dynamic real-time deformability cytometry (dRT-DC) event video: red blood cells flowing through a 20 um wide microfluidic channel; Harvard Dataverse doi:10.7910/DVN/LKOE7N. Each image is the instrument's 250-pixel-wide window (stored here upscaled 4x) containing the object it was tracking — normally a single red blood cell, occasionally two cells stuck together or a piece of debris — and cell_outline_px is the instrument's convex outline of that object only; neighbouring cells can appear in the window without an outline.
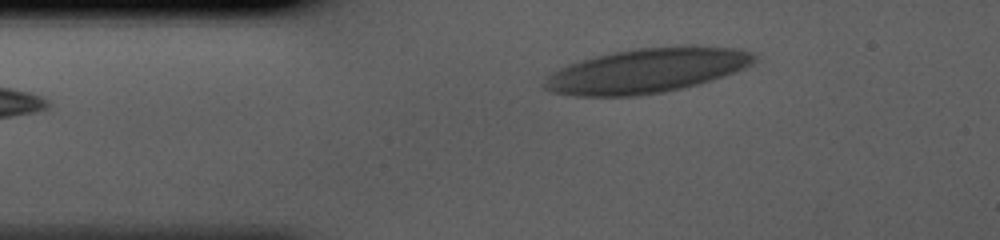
{"species": "human", "species_latin": "Homo sapiens", "temperature_condition": "cold", "stored_images_in_passage": 39, "camera_frame_rate_fps": 3000, "um_per_image_px": 0.085, "donor": {"sex": "male"}, "frame": {"image": 1, "passage_image": 2, "time_ms": 0.333, "image_size_px": [1000, 240], "cell_outline_px": [[756, 60], [752, 64], [736, 72], [696, 84], [664, 92], [636, 96], [576, 96], [552, 92], [544, 88], [540, 84], [552, 72], [568, 64], [596, 56], [616, 52], [640, 48], [736, 48], [752, 52], [756, 56]], "centroid_in_image_um": [54.9, 6.04], "position_along_channel_um": 30.1, "area_um2": 53.29}}
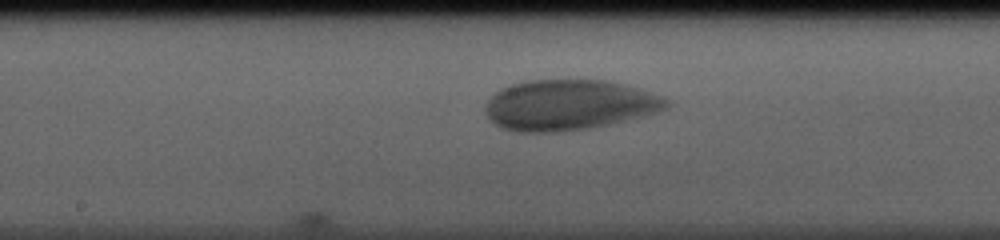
{"frame": {"image": 2, "passage_image": 17, "time_ms": 5.333, "image_size_px": [1000, 240], "cell_outline_px": [[668, 108], [644, 116], [608, 124], [588, 128], [556, 132], [516, 132], [500, 128], [484, 112], [484, 108], [488, 100], [500, 88], [508, 84], [524, 80], [608, 80], [640, 88], [660, 96], [668, 100]], "centroid_in_image_um": [48.33, 8.91], "position_along_channel_um": 199.9, "area_um2": 53.41}}
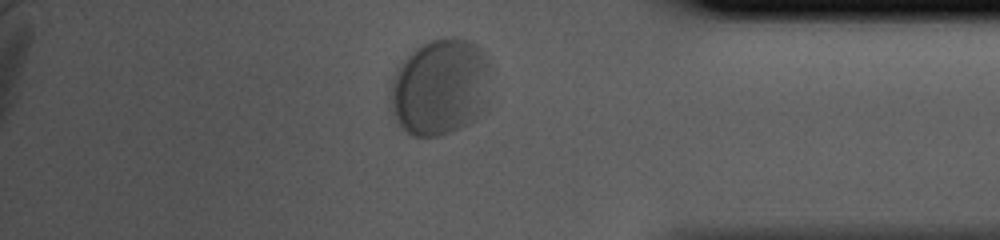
{"frame": {"image": 3, "passage_image": 33, "time_ms": 10.667, "image_size_px": [1000, 240], "cell_outline_px": [[492, 68], [476, 116], [472, 120], [440, 136], [412, 136], [396, 120], [392, 104], [392, 80], [408, 56], [412, 52], [424, 44], [432, 40], [452, 36], [468, 40], [476, 44], [484, 52]], "centroid_in_image_um": [37.41, 7.35], "position_along_channel_um": 397.8, "area_um2": 54.62}}